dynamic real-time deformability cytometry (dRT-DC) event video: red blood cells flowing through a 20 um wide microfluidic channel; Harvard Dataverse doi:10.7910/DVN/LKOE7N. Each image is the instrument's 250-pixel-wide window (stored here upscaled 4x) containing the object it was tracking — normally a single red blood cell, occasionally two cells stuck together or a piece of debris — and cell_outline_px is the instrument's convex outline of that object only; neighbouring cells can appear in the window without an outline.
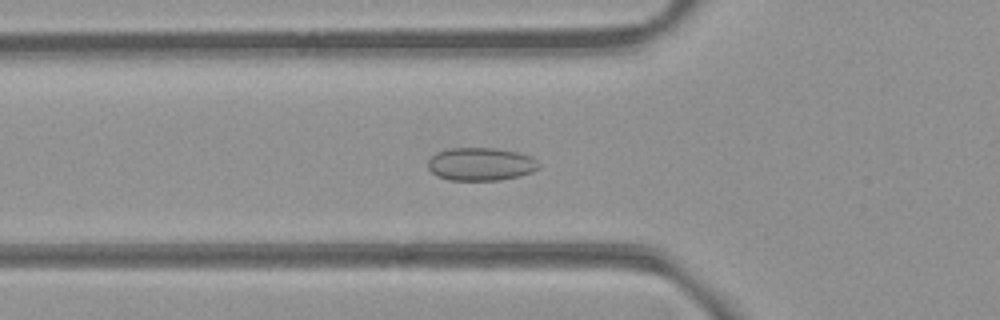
{"species": "common noctule bat (a hibernating species)", "species_latin": "Nyctalus noctula", "temperature_condition": "room temperature", "stored_images_in_passage": 36, "camera_frame_rate_fps": 3000, "um_per_image_px": 0.085, "animal": {"sex": "female", "body_mass_g": 21.9}, "frame": {"image": 1, "passage_image": 10, "time_ms": 3.0, "image_size_px": [1000, 320], "cell_outline_px": [[540, 168], [532, 172], [520, 176], [500, 180], [448, 180], [436, 176], [428, 168], [428, 160], [436, 152], [448, 148], [496, 148], [520, 152], [532, 156], [540, 164]], "centroid_in_image_um": [40.88, 13.95], "position_along_channel_um": 84.9, "area_um2": 21.68}}
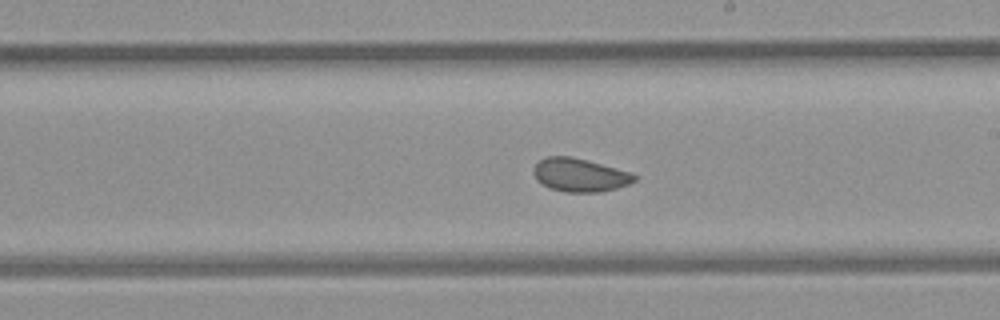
{"frame": {"image": 2, "passage_image": 22, "time_ms": 7.0, "image_size_px": [1000, 320], "cell_outline_px": [[640, 176], [636, 180], [628, 184], [616, 188], [600, 192], [564, 192], [548, 188], [536, 180], [532, 172], [532, 168], [540, 160], [548, 156], [572, 156], [588, 160], [632, 172]], "centroid_in_image_um": [49.29, 14.87], "position_along_channel_um": 239.7, "area_um2": 19.94}}
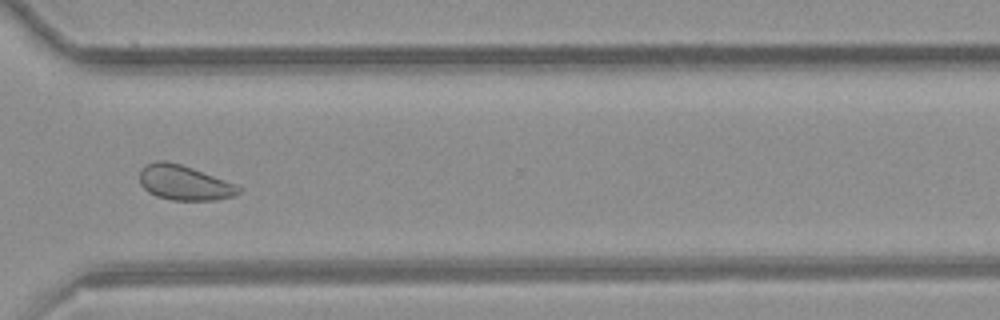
{"frame": {"image": 3, "passage_image": 31, "time_ms": 10.0, "image_size_px": [1000, 320], "cell_outline_px": [[244, 188], [240, 192], [232, 196], [216, 200], [172, 200], [156, 196], [148, 192], [140, 184], [140, 172], [148, 164], [156, 160], [168, 160], [240, 184]], "centroid_in_image_um": [15.72, 15.53], "position_along_channel_um": 354.9, "area_um2": 20.35}, "authors_computed_cell_mechanics": {"area_um2": 20.3456, "velocity_mm_per_s": 3.8478, "shape_relaxation_time_tau1_ms": null, "shape_relaxation_time_tau2_ms": 1.6305, "deformation_change_tau1": null, "deformation_change_tau2": 0.0631}}